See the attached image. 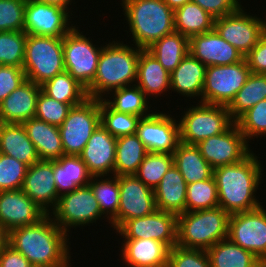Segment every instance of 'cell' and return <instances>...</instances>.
Listing matches in <instances>:
<instances>
[{"instance_id": "obj_1", "label": "cell", "mask_w": 266, "mask_h": 267, "mask_svg": "<svg viewBox=\"0 0 266 267\" xmlns=\"http://www.w3.org/2000/svg\"><path fill=\"white\" fill-rule=\"evenodd\" d=\"M68 237L47 214L35 224L11 230L8 244L34 267H60L71 259Z\"/></svg>"}, {"instance_id": "obj_2", "label": "cell", "mask_w": 266, "mask_h": 267, "mask_svg": "<svg viewBox=\"0 0 266 267\" xmlns=\"http://www.w3.org/2000/svg\"><path fill=\"white\" fill-rule=\"evenodd\" d=\"M258 158L260 157L252 151L238 163L213 169L219 206L229 215L253 210L262 205L255 197L263 181V167Z\"/></svg>"}, {"instance_id": "obj_3", "label": "cell", "mask_w": 266, "mask_h": 267, "mask_svg": "<svg viewBox=\"0 0 266 267\" xmlns=\"http://www.w3.org/2000/svg\"><path fill=\"white\" fill-rule=\"evenodd\" d=\"M141 50L120 40L106 42L99 56L96 75L86 88L88 98L102 100L110 97L111 91L135 85Z\"/></svg>"}, {"instance_id": "obj_4", "label": "cell", "mask_w": 266, "mask_h": 267, "mask_svg": "<svg viewBox=\"0 0 266 267\" xmlns=\"http://www.w3.org/2000/svg\"><path fill=\"white\" fill-rule=\"evenodd\" d=\"M133 46L147 49L174 29V11L163 0H121Z\"/></svg>"}, {"instance_id": "obj_5", "label": "cell", "mask_w": 266, "mask_h": 267, "mask_svg": "<svg viewBox=\"0 0 266 267\" xmlns=\"http://www.w3.org/2000/svg\"><path fill=\"white\" fill-rule=\"evenodd\" d=\"M229 214L220 206L178 215L177 245L207 250L228 237Z\"/></svg>"}, {"instance_id": "obj_6", "label": "cell", "mask_w": 266, "mask_h": 267, "mask_svg": "<svg viewBox=\"0 0 266 267\" xmlns=\"http://www.w3.org/2000/svg\"><path fill=\"white\" fill-rule=\"evenodd\" d=\"M22 68L26 79L38 85L65 71L63 37L27 34Z\"/></svg>"}, {"instance_id": "obj_7", "label": "cell", "mask_w": 266, "mask_h": 267, "mask_svg": "<svg viewBox=\"0 0 266 267\" xmlns=\"http://www.w3.org/2000/svg\"><path fill=\"white\" fill-rule=\"evenodd\" d=\"M179 119L180 142L196 145L208 137L225 132L233 123L227 106L198 102Z\"/></svg>"}, {"instance_id": "obj_8", "label": "cell", "mask_w": 266, "mask_h": 267, "mask_svg": "<svg viewBox=\"0 0 266 267\" xmlns=\"http://www.w3.org/2000/svg\"><path fill=\"white\" fill-rule=\"evenodd\" d=\"M52 220L67 234L71 227H84L96 223L104 215L89 185L59 196L50 212ZM53 215V216H52Z\"/></svg>"}, {"instance_id": "obj_9", "label": "cell", "mask_w": 266, "mask_h": 267, "mask_svg": "<svg viewBox=\"0 0 266 267\" xmlns=\"http://www.w3.org/2000/svg\"><path fill=\"white\" fill-rule=\"evenodd\" d=\"M100 124L99 99L87 98L82 104L72 107L59 126L64 155L79 156Z\"/></svg>"}, {"instance_id": "obj_10", "label": "cell", "mask_w": 266, "mask_h": 267, "mask_svg": "<svg viewBox=\"0 0 266 267\" xmlns=\"http://www.w3.org/2000/svg\"><path fill=\"white\" fill-rule=\"evenodd\" d=\"M78 29L74 25L63 37L64 66L74 79L87 88L96 75L103 46L95 45Z\"/></svg>"}, {"instance_id": "obj_11", "label": "cell", "mask_w": 266, "mask_h": 267, "mask_svg": "<svg viewBox=\"0 0 266 267\" xmlns=\"http://www.w3.org/2000/svg\"><path fill=\"white\" fill-rule=\"evenodd\" d=\"M251 74L246 58L231 65L206 68L202 103L228 106Z\"/></svg>"}, {"instance_id": "obj_12", "label": "cell", "mask_w": 266, "mask_h": 267, "mask_svg": "<svg viewBox=\"0 0 266 267\" xmlns=\"http://www.w3.org/2000/svg\"><path fill=\"white\" fill-rule=\"evenodd\" d=\"M244 8L215 19L214 29L245 57L265 33V19L247 14Z\"/></svg>"}, {"instance_id": "obj_13", "label": "cell", "mask_w": 266, "mask_h": 267, "mask_svg": "<svg viewBox=\"0 0 266 267\" xmlns=\"http://www.w3.org/2000/svg\"><path fill=\"white\" fill-rule=\"evenodd\" d=\"M227 238L253 253L257 258L266 257V209L264 206L231 214Z\"/></svg>"}, {"instance_id": "obj_14", "label": "cell", "mask_w": 266, "mask_h": 267, "mask_svg": "<svg viewBox=\"0 0 266 267\" xmlns=\"http://www.w3.org/2000/svg\"><path fill=\"white\" fill-rule=\"evenodd\" d=\"M119 180V206L110 227L117 230L125 221L144 217L155 210L154 190L146 186L135 175H121Z\"/></svg>"}, {"instance_id": "obj_15", "label": "cell", "mask_w": 266, "mask_h": 267, "mask_svg": "<svg viewBox=\"0 0 266 267\" xmlns=\"http://www.w3.org/2000/svg\"><path fill=\"white\" fill-rule=\"evenodd\" d=\"M178 215L155 210L151 214L125 221L116 232L124 239H153L170 249L177 245Z\"/></svg>"}, {"instance_id": "obj_16", "label": "cell", "mask_w": 266, "mask_h": 267, "mask_svg": "<svg viewBox=\"0 0 266 267\" xmlns=\"http://www.w3.org/2000/svg\"><path fill=\"white\" fill-rule=\"evenodd\" d=\"M249 145L236 122L225 132L196 144L213 169L242 161L252 152Z\"/></svg>"}, {"instance_id": "obj_17", "label": "cell", "mask_w": 266, "mask_h": 267, "mask_svg": "<svg viewBox=\"0 0 266 267\" xmlns=\"http://www.w3.org/2000/svg\"><path fill=\"white\" fill-rule=\"evenodd\" d=\"M167 114L153 110L150 115L140 118L136 135L148 152L173 154L180 142L178 120Z\"/></svg>"}, {"instance_id": "obj_18", "label": "cell", "mask_w": 266, "mask_h": 267, "mask_svg": "<svg viewBox=\"0 0 266 267\" xmlns=\"http://www.w3.org/2000/svg\"><path fill=\"white\" fill-rule=\"evenodd\" d=\"M72 12L57 5L27 0L24 31L31 35L64 37L75 25L70 24Z\"/></svg>"}, {"instance_id": "obj_19", "label": "cell", "mask_w": 266, "mask_h": 267, "mask_svg": "<svg viewBox=\"0 0 266 267\" xmlns=\"http://www.w3.org/2000/svg\"><path fill=\"white\" fill-rule=\"evenodd\" d=\"M46 215L22 189L0 191V225L8 232L35 224Z\"/></svg>"}, {"instance_id": "obj_20", "label": "cell", "mask_w": 266, "mask_h": 267, "mask_svg": "<svg viewBox=\"0 0 266 267\" xmlns=\"http://www.w3.org/2000/svg\"><path fill=\"white\" fill-rule=\"evenodd\" d=\"M22 191L49 215L60 196L53 176V160H40L28 166Z\"/></svg>"}, {"instance_id": "obj_21", "label": "cell", "mask_w": 266, "mask_h": 267, "mask_svg": "<svg viewBox=\"0 0 266 267\" xmlns=\"http://www.w3.org/2000/svg\"><path fill=\"white\" fill-rule=\"evenodd\" d=\"M189 53L206 67L231 65L242 61L243 54L225 41L215 29L189 39Z\"/></svg>"}, {"instance_id": "obj_22", "label": "cell", "mask_w": 266, "mask_h": 267, "mask_svg": "<svg viewBox=\"0 0 266 267\" xmlns=\"http://www.w3.org/2000/svg\"><path fill=\"white\" fill-rule=\"evenodd\" d=\"M116 140L101 124L79 155L92 176L114 175Z\"/></svg>"}, {"instance_id": "obj_23", "label": "cell", "mask_w": 266, "mask_h": 267, "mask_svg": "<svg viewBox=\"0 0 266 267\" xmlns=\"http://www.w3.org/2000/svg\"><path fill=\"white\" fill-rule=\"evenodd\" d=\"M124 242V243H123ZM119 254L128 267H167L170 248L153 239H123Z\"/></svg>"}, {"instance_id": "obj_24", "label": "cell", "mask_w": 266, "mask_h": 267, "mask_svg": "<svg viewBox=\"0 0 266 267\" xmlns=\"http://www.w3.org/2000/svg\"><path fill=\"white\" fill-rule=\"evenodd\" d=\"M41 85L26 80L0 103L4 123L23 124L36 115V104Z\"/></svg>"}, {"instance_id": "obj_25", "label": "cell", "mask_w": 266, "mask_h": 267, "mask_svg": "<svg viewBox=\"0 0 266 267\" xmlns=\"http://www.w3.org/2000/svg\"><path fill=\"white\" fill-rule=\"evenodd\" d=\"M206 66L188 53L170 73V90L184 97H199L202 102Z\"/></svg>"}, {"instance_id": "obj_26", "label": "cell", "mask_w": 266, "mask_h": 267, "mask_svg": "<svg viewBox=\"0 0 266 267\" xmlns=\"http://www.w3.org/2000/svg\"><path fill=\"white\" fill-rule=\"evenodd\" d=\"M136 85L145 96H162L165 91L170 92V73L159 63L147 49H142L137 66ZM149 95V96H148Z\"/></svg>"}, {"instance_id": "obj_27", "label": "cell", "mask_w": 266, "mask_h": 267, "mask_svg": "<svg viewBox=\"0 0 266 267\" xmlns=\"http://www.w3.org/2000/svg\"><path fill=\"white\" fill-rule=\"evenodd\" d=\"M187 183L173 165L154 189L157 209L179 215L185 212Z\"/></svg>"}, {"instance_id": "obj_28", "label": "cell", "mask_w": 266, "mask_h": 267, "mask_svg": "<svg viewBox=\"0 0 266 267\" xmlns=\"http://www.w3.org/2000/svg\"><path fill=\"white\" fill-rule=\"evenodd\" d=\"M28 137L34 144L40 160H56L64 155L61 134L58 126L36 117L23 123Z\"/></svg>"}, {"instance_id": "obj_29", "label": "cell", "mask_w": 266, "mask_h": 267, "mask_svg": "<svg viewBox=\"0 0 266 267\" xmlns=\"http://www.w3.org/2000/svg\"><path fill=\"white\" fill-rule=\"evenodd\" d=\"M0 153L28 166L40 161L23 124L4 123L0 131Z\"/></svg>"}, {"instance_id": "obj_30", "label": "cell", "mask_w": 266, "mask_h": 267, "mask_svg": "<svg viewBox=\"0 0 266 267\" xmlns=\"http://www.w3.org/2000/svg\"><path fill=\"white\" fill-rule=\"evenodd\" d=\"M53 176L59 195L87 186L93 177L80 156L74 155L53 160Z\"/></svg>"}, {"instance_id": "obj_31", "label": "cell", "mask_w": 266, "mask_h": 267, "mask_svg": "<svg viewBox=\"0 0 266 267\" xmlns=\"http://www.w3.org/2000/svg\"><path fill=\"white\" fill-rule=\"evenodd\" d=\"M175 167L187 184L203 181L213 176V168L202 157L196 145L179 142L173 152Z\"/></svg>"}, {"instance_id": "obj_32", "label": "cell", "mask_w": 266, "mask_h": 267, "mask_svg": "<svg viewBox=\"0 0 266 267\" xmlns=\"http://www.w3.org/2000/svg\"><path fill=\"white\" fill-rule=\"evenodd\" d=\"M215 19L190 1L174 11V29L188 39L214 29Z\"/></svg>"}, {"instance_id": "obj_33", "label": "cell", "mask_w": 266, "mask_h": 267, "mask_svg": "<svg viewBox=\"0 0 266 267\" xmlns=\"http://www.w3.org/2000/svg\"><path fill=\"white\" fill-rule=\"evenodd\" d=\"M114 175H134L148 153L136 134L117 138Z\"/></svg>"}, {"instance_id": "obj_34", "label": "cell", "mask_w": 266, "mask_h": 267, "mask_svg": "<svg viewBox=\"0 0 266 267\" xmlns=\"http://www.w3.org/2000/svg\"><path fill=\"white\" fill-rule=\"evenodd\" d=\"M147 50L171 73L189 53V39L174 31L154 42Z\"/></svg>"}, {"instance_id": "obj_35", "label": "cell", "mask_w": 266, "mask_h": 267, "mask_svg": "<svg viewBox=\"0 0 266 267\" xmlns=\"http://www.w3.org/2000/svg\"><path fill=\"white\" fill-rule=\"evenodd\" d=\"M44 94L72 107L82 104L87 98L86 88L66 70L41 85Z\"/></svg>"}, {"instance_id": "obj_36", "label": "cell", "mask_w": 266, "mask_h": 267, "mask_svg": "<svg viewBox=\"0 0 266 267\" xmlns=\"http://www.w3.org/2000/svg\"><path fill=\"white\" fill-rule=\"evenodd\" d=\"M265 99L266 74L251 73L244 86L227 106L232 120L236 122L245 112Z\"/></svg>"}, {"instance_id": "obj_37", "label": "cell", "mask_w": 266, "mask_h": 267, "mask_svg": "<svg viewBox=\"0 0 266 267\" xmlns=\"http://www.w3.org/2000/svg\"><path fill=\"white\" fill-rule=\"evenodd\" d=\"M211 267H254L257 257L229 238L222 239L206 250Z\"/></svg>"}, {"instance_id": "obj_38", "label": "cell", "mask_w": 266, "mask_h": 267, "mask_svg": "<svg viewBox=\"0 0 266 267\" xmlns=\"http://www.w3.org/2000/svg\"><path fill=\"white\" fill-rule=\"evenodd\" d=\"M111 94L109 99L106 97L107 99L104 98L103 100L115 111L139 117H146L153 112L150 111L152 106L149 105L148 98L136 84L116 89L111 91Z\"/></svg>"}, {"instance_id": "obj_39", "label": "cell", "mask_w": 266, "mask_h": 267, "mask_svg": "<svg viewBox=\"0 0 266 267\" xmlns=\"http://www.w3.org/2000/svg\"><path fill=\"white\" fill-rule=\"evenodd\" d=\"M113 176V177H112ZM93 176L88 184L94 196L99 203L101 212L104 214L102 219L107 217L110 225V221L117 215L119 206V180L116 175H109V177Z\"/></svg>"}, {"instance_id": "obj_40", "label": "cell", "mask_w": 266, "mask_h": 267, "mask_svg": "<svg viewBox=\"0 0 266 267\" xmlns=\"http://www.w3.org/2000/svg\"><path fill=\"white\" fill-rule=\"evenodd\" d=\"M173 165V154L148 152L134 175L154 190Z\"/></svg>"}, {"instance_id": "obj_41", "label": "cell", "mask_w": 266, "mask_h": 267, "mask_svg": "<svg viewBox=\"0 0 266 267\" xmlns=\"http://www.w3.org/2000/svg\"><path fill=\"white\" fill-rule=\"evenodd\" d=\"M219 206L214 176L207 180L187 184L185 212L211 209Z\"/></svg>"}, {"instance_id": "obj_42", "label": "cell", "mask_w": 266, "mask_h": 267, "mask_svg": "<svg viewBox=\"0 0 266 267\" xmlns=\"http://www.w3.org/2000/svg\"><path fill=\"white\" fill-rule=\"evenodd\" d=\"M101 125L115 138L136 134L141 117L113 110L100 100Z\"/></svg>"}, {"instance_id": "obj_43", "label": "cell", "mask_w": 266, "mask_h": 267, "mask_svg": "<svg viewBox=\"0 0 266 267\" xmlns=\"http://www.w3.org/2000/svg\"><path fill=\"white\" fill-rule=\"evenodd\" d=\"M27 33L25 31L0 32V65L23 67Z\"/></svg>"}, {"instance_id": "obj_44", "label": "cell", "mask_w": 266, "mask_h": 267, "mask_svg": "<svg viewBox=\"0 0 266 267\" xmlns=\"http://www.w3.org/2000/svg\"><path fill=\"white\" fill-rule=\"evenodd\" d=\"M240 132L245 136L247 142L256 136L266 135V99L261 100L251 109L245 112L237 121Z\"/></svg>"}, {"instance_id": "obj_45", "label": "cell", "mask_w": 266, "mask_h": 267, "mask_svg": "<svg viewBox=\"0 0 266 267\" xmlns=\"http://www.w3.org/2000/svg\"><path fill=\"white\" fill-rule=\"evenodd\" d=\"M28 165L0 153V191L22 189Z\"/></svg>"}, {"instance_id": "obj_46", "label": "cell", "mask_w": 266, "mask_h": 267, "mask_svg": "<svg viewBox=\"0 0 266 267\" xmlns=\"http://www.w3.org/2000/svg\"><path fill=\"white\" fill-rule=\"evenodd\" d=\"M27 0H0V32L24 31Z\"/></svg>"}, {"instance_id": "obj_47", "label": "cell", "mask_w": 266, "mask_h": 267, "mask_svg": "<svg viewBox=\"0 0 266 267\" xmlns=\"http://www.w3.org/2000/svg\"><path fill=\"white\" fill-rule=\"evenodd\" d=\"M71 108L70 104L52 99L41 91L36 104L35 117L59 127L67 118Z\"/></svg>"}, {"instance_id": "obj_48", "label": "cell", "mask_w": 266, "mask_h": 267, "mask_svg": "<svg viewBox=\"0 0 266 267\" xmlns=\"http://www.w3.org/2000/svg\"><path fill=\"white\" fill-rule=\"evenodd\" d=\"M167 267H211L206 250L173 246L168 255Z\"/></svg>"}, {"instance_id": "obj_49", "label": "cell", "mask_w": 266, "mask_h": 267, "mask_svg": "<svg viewBox=\"0 0 266 267\" xmlns=\"http://www.w3.org/2000/svg\"><path fill=\"white\" fill-rule=\"evenodd\" d=\"M26 80L23 68L0 65V103Z\"/></svg>"}, {"instance_id": "obj_50", "label": "cell", "mask_w": 266, "mask_h": 267, "mask_svg": "<svg viewBox=\"0 0 266 267\" xmlns=\"http://www.w3.org/2000/svg\"><path fill=\"white\" fill-rule=\"evenodd\" d=\"M209 13L214 19L226 16L238 10L240 0H191Z\"/></svg>"}, {"instance_id": "obj_51", "label": "cell", "mask_w": 266, "mask_h": 267, "mask_svg": "<svg viewBox=\"0 0 266 267\" xmlns=\"http://www.w3.org/2000/svg\"><path fill=\"white\" fill-rule=\"evenodd\" d=\"M251 73L266 74V33L245 56Z\"/></svg>"}, {"instance_id": "obj_52", "label": "cell", "mask_w": 266, "mask_h": 267, "mask_svg": "<svg viewBox=\"0 0 266 267\" xmlns=\"http://www.w3.org/2000/svg\"><path fill=\"white\" fill-rule=\"evenodd\" d=\"M0 267H34L25 256L9 244L0 254Z\"/></svg>"}, {"instance_id": "obj_53", "label": "cell", "mask_w": 266, "mask_h": 267, "mask_svg": "<svg viewBox=\"0 0 266 267\" xmlns=\"http://www.w3.org/2000/svg\"><path fill=\"white\" fill-rule=\"evenodd\" d=\"M35 1L46 3V4H51V5H57L69 11L71 9L69 8V5H71L72 1L74 0H35Z\"/></svg>"}, {"instance_id": "obj_54", "label": "cell", "mask_w": 266, "mask_h": 267, "mask_svg": "<svg viewBox=\"0 0 266 267\" xmlns=\"http://www.w3.org/2000/svg\"><path fill=\"white\" fill-rule=\"evenodd\" d=\"M9 232L0 225V254L8 245Z\"/></svg>"}, {"instance_id": "obj_55", "label": "cell", "mask_w": 266, "mask_h": 267, "mask_svg": "<svg viewBox=\"0 0 266 267\" xmlns=\"http://www.w3.org/2000/svg\"><path fill=\"white\" fill-rule=\"evenodd\" d=\"M173 11L180 8L191 0H163Z\"/></svg>"}, {"instance_id": "obj_56", "label": "cell", "mask_w": 266, "mask_h": 267, "mask_svg": "<svg viewBox=\"0 0 266 267\" xmlns=\"http://www.w3.org/2000/svg\"><path fill=\"white\" fill-rule=\"evenodd\" d=\"M254 267H266V257L257 258Z\"/></svg>"}, {"instance_id": "obj_57", "label": "cell", "mask_w": 266, "mask_h": 267, "mask_svg": "<svg viewBox=\"0 0 266 267\" xmlns=\"http://www.w3.org/2000/svg\"><path fill=\"white\" fill-rule=\"evenodd\" d=\"M71 259L68 260L63 266H60V267H71Z\"/></svg>"}, {"instance_id": "obj_58", "label": "cell", "mask_w": 266, "mask_h": 267, "mask_svg": "<svg viewBox=\"0 0 266 267\" xmlns=\"http://www.w3.org/2000/svg\"><path fill=\"white\" fill-rule=\"evenodd\" d=\"M3 124H4V122H3V120H2V118L0 116V131H1V128H2Z\"/></svg>"}]
</instances>
